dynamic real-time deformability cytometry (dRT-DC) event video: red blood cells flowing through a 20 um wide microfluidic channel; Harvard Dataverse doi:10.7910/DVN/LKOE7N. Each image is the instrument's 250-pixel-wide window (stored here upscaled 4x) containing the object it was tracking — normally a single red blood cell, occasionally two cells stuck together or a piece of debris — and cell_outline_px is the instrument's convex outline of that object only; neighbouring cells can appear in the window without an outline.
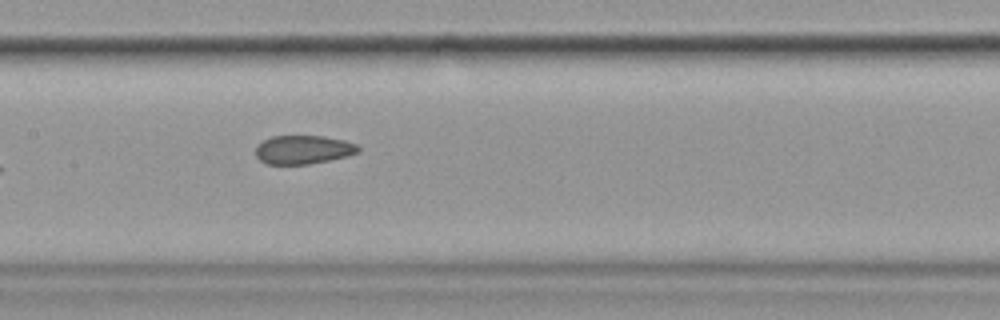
{"species": "common noctule bat (a hibernating species)", "species_latin": "Nyctalus noctula", "temperature_condition": "cold", "stored_images_in_passage": 9, "camera_frame_rate_fps": 3000, "um_per_image_px": 0.085, "animal": {"sex": "female", "body_mass_g": 19.9}, "frame": {"image": 1, "passage_image": 9, "time_ms": 10.0, "image_size_px": [1000, 320], "cell_outline_px": [[360, 152], [348, 156], [308, 164], [268, 164], [260, 160], [256, 156], [256, 144], [272, 136], [324, 136], [344, 140], [356, 144], [360, 148]], "centroid_in_image_um": [25.78, 12.72], "position_along_channel_um": 181.6, "area_um2": 17.17}}